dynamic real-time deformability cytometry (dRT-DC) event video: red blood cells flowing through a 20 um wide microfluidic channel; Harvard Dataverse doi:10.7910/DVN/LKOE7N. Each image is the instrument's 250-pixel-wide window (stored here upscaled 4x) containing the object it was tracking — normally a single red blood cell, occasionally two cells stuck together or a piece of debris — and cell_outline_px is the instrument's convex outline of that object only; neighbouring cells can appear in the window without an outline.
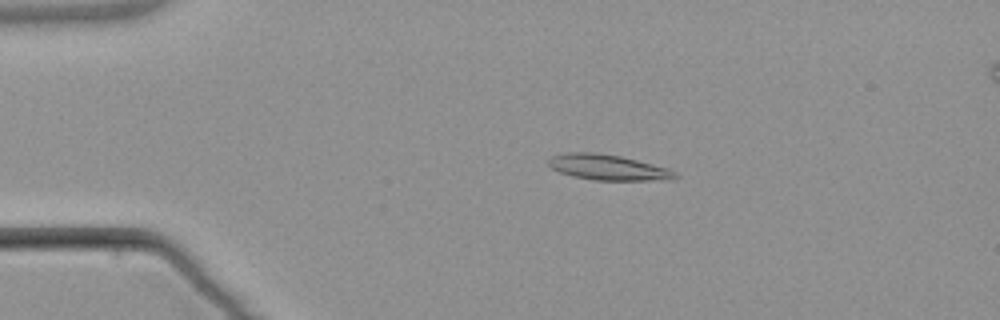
{"species": "common noctule bat (a hibernating species)", "species_latin": "Nyctalus noctula", "temperature_condition": "warm", "stored_images_in_passage": 6, "camera_frame_rate_fps": 3000, "um_per_image_px": 0.085, "animal": {"sex": "male", "body_mass_g": 21.5, "forearm_length_mm": 52.0}, "frame": {"image": 1, "passage_image": 4, "time_ms": 3.667, "image_size_px": [1000, 320], "cell_outline_px": [[680, 176], [676, 180], [596, 180], [572, 176], [560, 172], [552, 168], [548, 164], [548, 160], [552, 156], [568, 152], [596, 152], [620, 156], [668, 168], [676, 172]], "centroid_in_image_um": [51.72, 14.23], "position_along_channel_um": 33.3, "area_um2": 18.9}}